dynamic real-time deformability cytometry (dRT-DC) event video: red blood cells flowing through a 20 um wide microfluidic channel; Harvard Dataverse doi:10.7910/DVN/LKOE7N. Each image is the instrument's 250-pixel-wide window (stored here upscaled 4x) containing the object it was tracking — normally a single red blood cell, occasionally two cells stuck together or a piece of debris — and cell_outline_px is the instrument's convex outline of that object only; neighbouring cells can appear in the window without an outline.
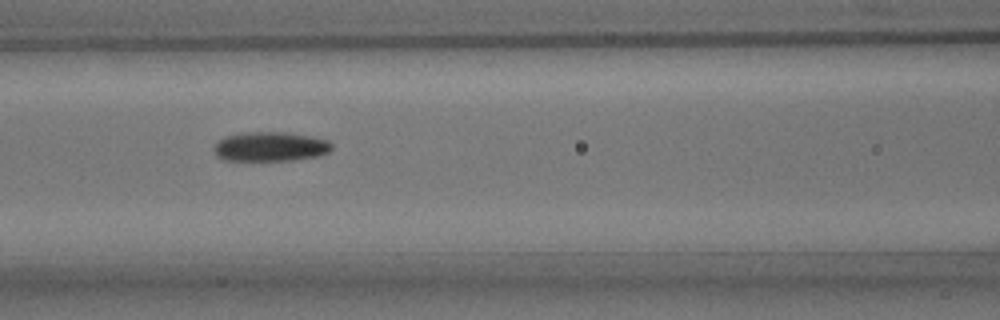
{"species": "common noctule bat (a hibernating species)", "species_latin": "Nyctalus noctula", "temperature_condition": "room temperature", "stored_images_in_passage": 11, "camera_frame_rate_fps": 3000, "um_per_image_px": 0.085, "animal": {"sex": "male", "body_mass_g": 15.6}, "frame": {"image": 1, "passage_image": 7, "time_ms": 7.667, "image_size_px": [1000, 320], "cell_outline_px": [[332, 148], [328, 152], [316, 156], [292, 160], [224, 160], [216, 156], [216, 140], [224, 136], [244, 132], [284, 132], [308, 136], [328, 140], [332, 144]], "centroid_in_image_um": [22.95, 12.45], "position_along_channel_um": 143.6, "area_um2": 20.06}}
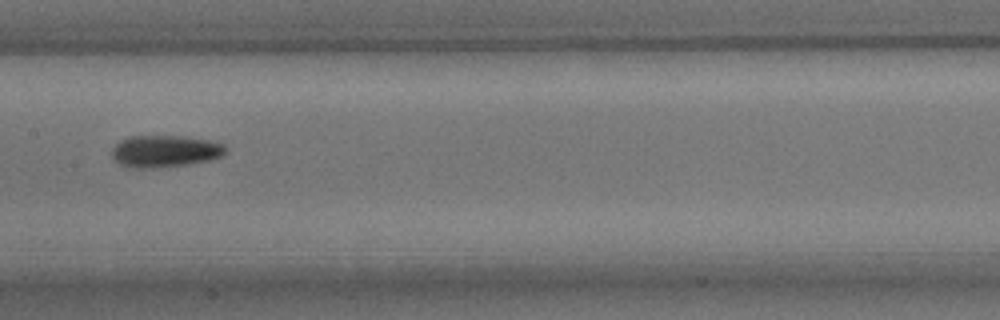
{"frame": {"image": 2, "passage_image": 8, "time_ms": 9.0, "image_size_px": [1000, 320], "cell_outline_px": [[224, 152], [220, 156], [208, 160], [188, 164], [144, 168], [136, 168], [120, 164], [112, 156], [112, 148], [120, 140], [132, 136], [180, 136], [208, 140], [224, 144]], "centroid_in_image_um": [13.98, 12.84], "position_along_channel_um": 193.4, "area_um2": 20.69}}
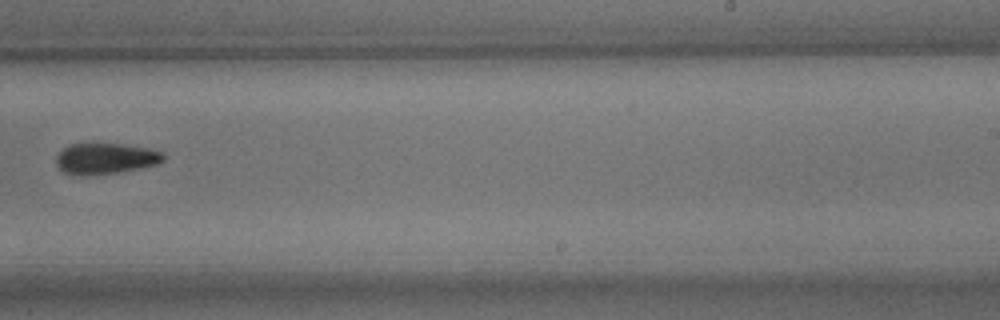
{"frame": {"image": 3, "passage_image": 10, "time_ms": 11.333, "image_size_px": [1000, 320], "cell_outline_px": [[164, 160], [156, 164], [140, 168], [120, 172], [80, 176], [64, 172], [56, 164], [56, 156], [68, 144], [124, 144], [152, 148], [164, 152]], "centroid_in_image_um": [8.99, 13.47], "position_along_channel_um": 280.0, "area_um2": 19.42}}